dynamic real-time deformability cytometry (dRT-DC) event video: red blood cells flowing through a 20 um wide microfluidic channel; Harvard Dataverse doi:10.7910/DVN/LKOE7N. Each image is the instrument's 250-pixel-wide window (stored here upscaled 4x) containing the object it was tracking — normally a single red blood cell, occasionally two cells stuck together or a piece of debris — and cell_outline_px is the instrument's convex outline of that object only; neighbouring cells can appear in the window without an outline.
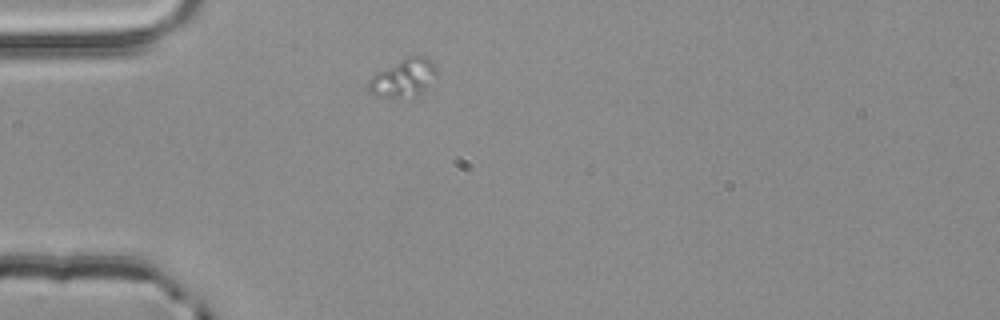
{"species": "common noctule bat (a hibernating species)", "species_latin": "Nyctalus noctula", "temperature_condition": "room temperature", "stored_images_in_passage": 1, "camera_frame_rate_fps": 3000, "um_per_image_px": 0.085, "animal": {"sex": "male", "body_mass_g": 20.4}, "frame": {"image": 1, "passage_image": 1, "time_ms": 0.0, "image_size_px": [1000, 320], "cell_outline_px": [[440, 72], [416, 96], [372, 96], [368, 92], [368, 80], [376, 72], [404, 56], [428, 56], [432, 60]], "centroid_in_image_um": [34.29, 6.56], "position_along_channel_um": 50.7, "area_um2": 15.26}}